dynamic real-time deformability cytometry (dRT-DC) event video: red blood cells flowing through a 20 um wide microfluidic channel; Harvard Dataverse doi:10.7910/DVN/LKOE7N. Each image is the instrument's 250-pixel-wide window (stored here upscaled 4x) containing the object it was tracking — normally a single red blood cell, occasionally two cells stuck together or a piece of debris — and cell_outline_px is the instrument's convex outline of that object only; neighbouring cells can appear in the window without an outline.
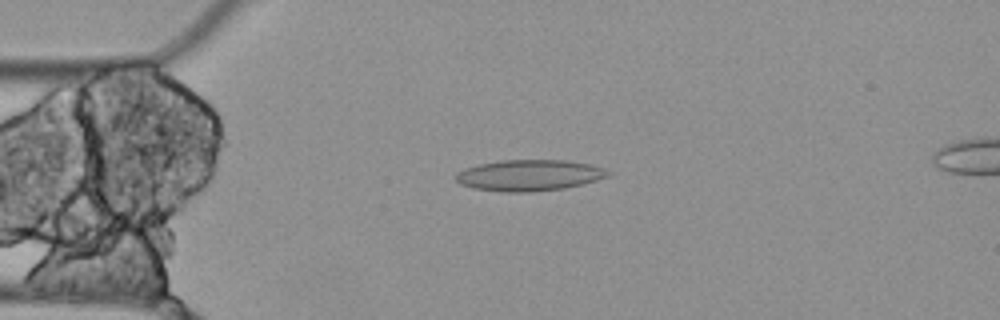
{"species": "Egyptian fruit bat (a non-hibernating species)", "species_latin": "Rousettus aegyptiacus", "temperature_condition": "cold", "stored_images_in_passage": 2, "camera_frame_rate_fps": 3000, "um_per_image_px": 0.085, "animal": {"sex": "female"}, "frame": {"image": 1, "passage_image": 1, "time_ms": 0.0, "image_size_px": [1000, 320], "cell_outline_px": [[612, 172], [608, 176], [584, 184], [564, 188], [532, 192], [504, 192], [472, 188], [460, 184], [452, 176], [456, 172], [464, 168], [480, 164], [500, 160], [568, 160], [588, 164], [604, 168]], "centroid_in_image_um": [44.95, 14.9], "position_along_channel_um": 40.0, "area_um2": 27.86}}